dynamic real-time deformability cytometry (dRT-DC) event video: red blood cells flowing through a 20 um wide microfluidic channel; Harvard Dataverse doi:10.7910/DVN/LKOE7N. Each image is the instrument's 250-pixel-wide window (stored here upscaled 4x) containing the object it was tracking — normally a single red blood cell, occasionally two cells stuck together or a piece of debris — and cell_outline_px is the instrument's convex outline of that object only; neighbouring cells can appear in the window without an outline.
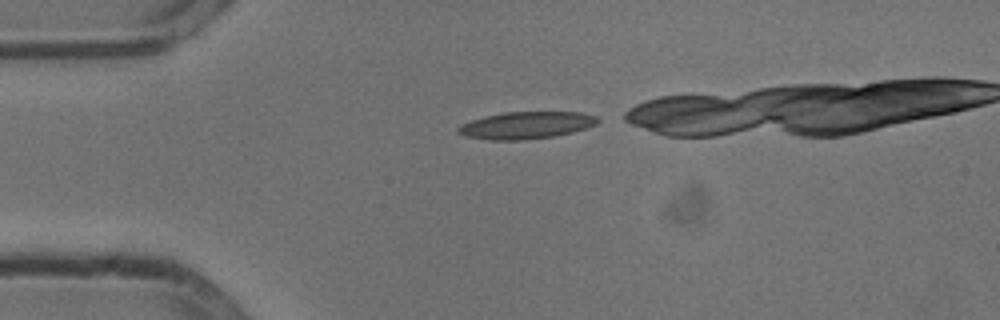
{"species": "common noctule bat (a hibernating species)", "species_latin": "Nyctalus noctula", "temperature_condition": "cold", "stored_images_in_passage": 31, "camera_frame_rate_fps": 3000, "um_per_image_px": 0.085, "animal": {"sex": "male", "body_mass_g": 13.3}, "frame": {"image": 1, "passage_image": 1, "time_ms": 0.0, "image_size_px": [1000, 320], "cell_outline_px": [[600, 120], [596, 124], [572, 132], [552, 136], [524, 140], [492, 140], [464, 136], [456, 132], [456, 128], [460, 124], [484, 116], [504, 112], [580, 112], [596, 116]], "centroid_in_image_um": [44.67, 10.64], "position_along_channel_um": 40.3, "area_um2": 22.02}}
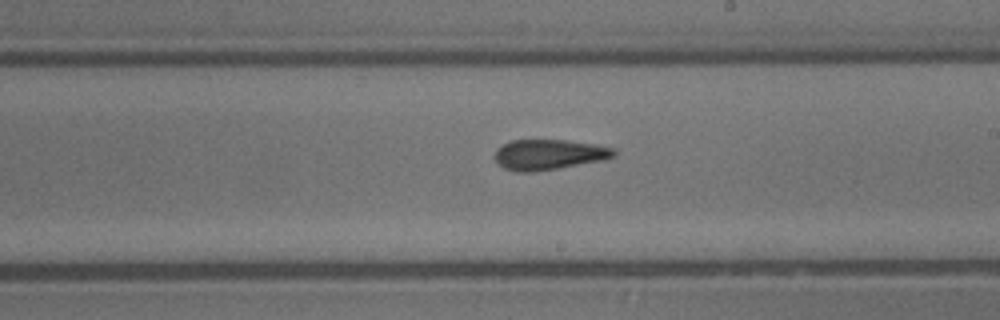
{"frame": {"image": 2, "passage_image": 19, "time_ms": 6.0, "image_size_px": [1000, 320], "cell_outline_px": [[616, 156], [604, 160], [532, 172], [516, 172], [504, 168], [496, 160], [496, 148], [512, 140], [564, 140], [596, 144], [616, 148]], "centroid_in_image_um": [46.7, 13.13], "position_along_channel_um": 242.3, "area_um2": 20.98}}
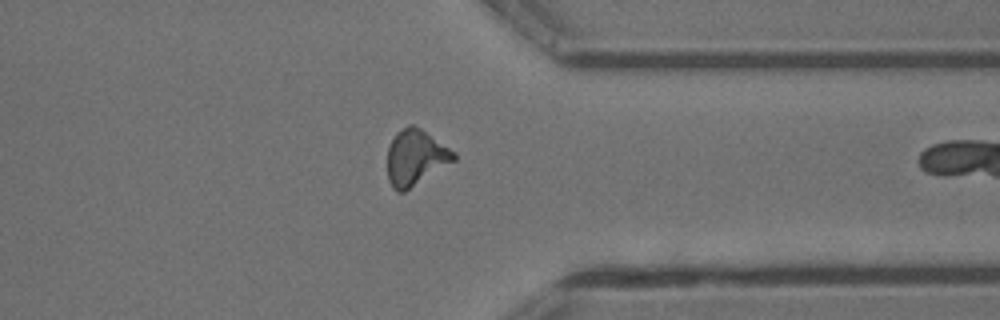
{"frame": {"image": 3, "passage_image": 30, "time_ms": 9.667, "image_size_px": [1000, 320], "cell_outline_px": [[456, 160], [404, 192], [396, 192], [392, 188], [388, 180], [388, 148], [396, 132], [408, 124], [412, 124], [420, 128], [456, 152]], "centroid_in_image_um": [35.32, 13.39], "position_along_channel_um": 376.1, "area_um2": 21.56}}